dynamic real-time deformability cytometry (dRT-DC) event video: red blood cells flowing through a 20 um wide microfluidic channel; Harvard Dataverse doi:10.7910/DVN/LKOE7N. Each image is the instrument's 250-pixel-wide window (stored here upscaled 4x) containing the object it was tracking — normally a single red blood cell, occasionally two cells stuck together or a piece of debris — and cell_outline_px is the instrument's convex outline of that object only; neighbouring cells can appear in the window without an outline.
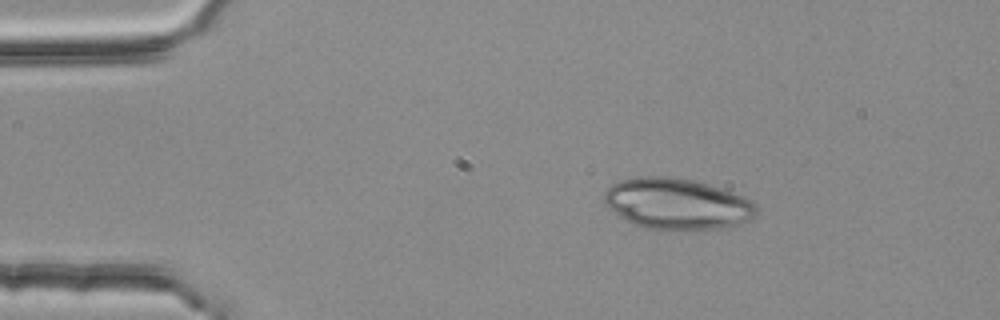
{"species": "common noctule bat (a hibernating species)", "species_latin": "Nyctalus noctula", "temperature_condition": "room temperature", "stored_images_in_passage": 2, "camera_frame_rate_fps": 3000, "um_per_image_px": 0.085, "animal": {"sex": "female", "body_mass_g": 25.1}, "frame": {"image": 1, "passage_image": 1, "time_ms": 0.0, "image_size_px": [1000, 320], "cell_outline_px": [[756, 212], [748, 220], [740, 224], [720, 228], [648, 228], [636, 224], [620, 216], [608, 208], [604, 204], [604, 192], [612, 184], [620, 180], [640, 176], [668, 176], [692, 180], [720, 188], [744, 196], [752, 200], [756, 204]], "centroid_in_image_um": [57.53, 17.29], "position_along_channel_um": 27.5, "area_um2": 44.56}}